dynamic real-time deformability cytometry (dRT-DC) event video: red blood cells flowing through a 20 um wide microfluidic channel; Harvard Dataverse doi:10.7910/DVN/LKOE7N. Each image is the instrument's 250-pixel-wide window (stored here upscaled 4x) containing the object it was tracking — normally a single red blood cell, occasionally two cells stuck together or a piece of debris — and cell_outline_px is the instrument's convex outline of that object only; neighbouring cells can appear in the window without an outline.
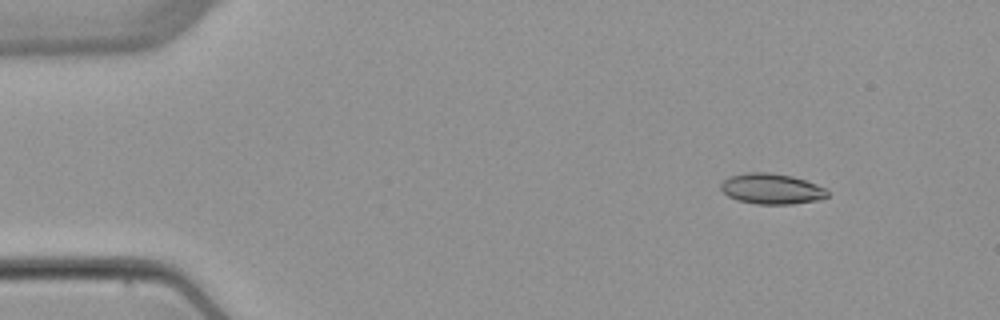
{"species": "common noctule bat (a hibernating species)", "species_latin": "Nyctalus noctula", "temperature_condition": "warm", "stored_images_in_passage": 5, "camera_frame_rate_fps": 3000, "um_per_image_px": 0.085, "animal": {"sex": "female", "body_mass_g": 22.7, "forearm_length_mm": 54.2}, "frame": {"image": 1, "passage_image": 2, "time_ms": 1.333, "image_size_px": [1000, 320], "cell_outline_px": [[828, 196], [816, 200], [792, 204], [756, 204], [736, 200], [728, 196], [720, 188], [720, 184], [724, 180], [732, 176], [748, 172], [768, 172], [792, 176], [816, 184], [824, 188], [828, 192]], "centroid_in_image_um": [65.56, 16.05], "position_along_channel_um": 19.4, "area_um2": 18.84}}
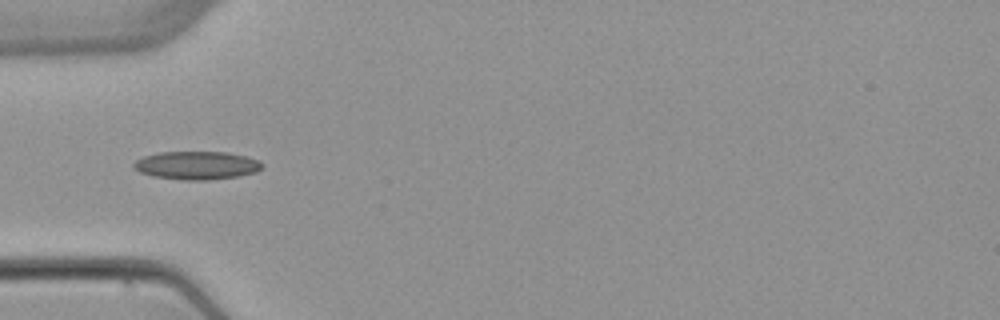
{"frame": {"image": 2, "passage_image": 5, "time_ms": 5.0, "image_size_px": [1000, 320], "cell_outline_px": [[264, 164], [256, 172], [236, 176], [208, 180], [184, 180], [152, 176], [140, 172], [132, 168], [132, 164], [136, 160], [144, 156], [160, 152], [228, 152], [248, 156], [260, 160]], "centroid_in_image_um": [16.72, 14.05], "position_along_channel_um": 68.3, "area_um2": 21.21}}